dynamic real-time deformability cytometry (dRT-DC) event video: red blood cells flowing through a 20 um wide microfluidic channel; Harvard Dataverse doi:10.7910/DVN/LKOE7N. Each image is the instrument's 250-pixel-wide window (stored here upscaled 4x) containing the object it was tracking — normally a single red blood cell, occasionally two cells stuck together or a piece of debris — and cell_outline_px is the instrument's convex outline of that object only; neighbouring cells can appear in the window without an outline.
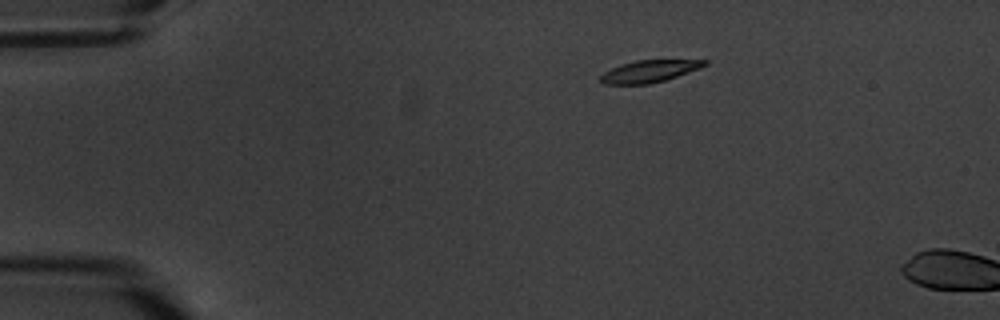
{"species": "common noctule bat (a hibernating species)", "species_latin": "Nyctalus noctula", "temperature_condition": "warm", "stored_images_in_passage": 2, "camera_frame_rate_fps": 3000, "um_per_image_px": 0.085, "animal": {"sex": "male", "body_mass_g": 20.1, "forearm_length_mm": 53.5}, "frame": {"image": 1, "passage_image": 1, "time_ms": 0.0, "image_size_px": [1000, 320], "cell_outline_px": [[708, 64], [700, 68], [664, 80], [648, 84], [604, 84], [600, 80], [600, 76], [604, 72], [620, 64], [636, 60], [708, 60]], "centroid_in_image_um": [55.18, 6.05], "position_along_channel_um": 29.8, "area_um2": 13.24}}